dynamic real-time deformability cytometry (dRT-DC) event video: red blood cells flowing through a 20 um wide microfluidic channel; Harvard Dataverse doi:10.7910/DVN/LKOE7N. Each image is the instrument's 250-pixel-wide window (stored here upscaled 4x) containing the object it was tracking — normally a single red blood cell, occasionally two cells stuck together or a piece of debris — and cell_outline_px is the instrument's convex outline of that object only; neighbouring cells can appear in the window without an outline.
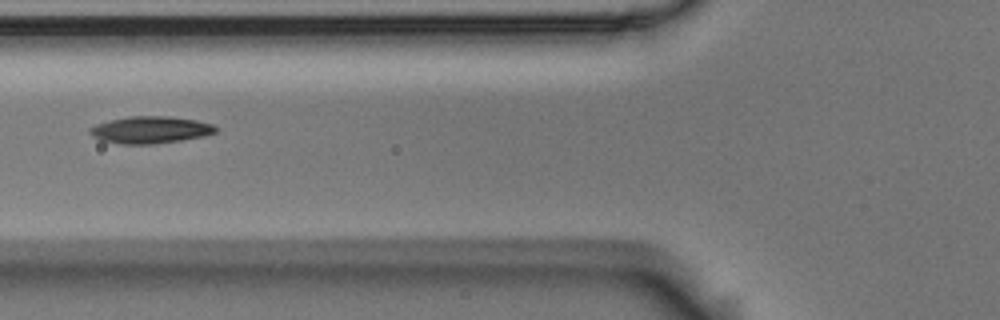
{"species": "Egyptian fruit bat (a non-hibernating species)", "species_latin": "Rousettus aegyptiacus", "temperature_condition": "room temperature", "stored_images_in_passage": 6, "camera_frame_rate_fps": 3000, "um_per_image_px": 0.085, "animal": {"sex": "male"}, "frame": {"image": 1, "passage_image": 6, "time_ms": 1.667, "image_size_px": [1000, 320], "cell_outline_px": [[216, 132], [204, 136], [180, 140], [152, 144], [120, 144], [100, 140], [92, 136], [88, 132], [88, 128], [96, 124], [128, 116], [168, 116], [196, 120], [212, 124], [216, 128]], "centroid_in_image_um": [12.74, 11.04], "position_along_channel_um": 113.1, "area_um2": 19.77}}